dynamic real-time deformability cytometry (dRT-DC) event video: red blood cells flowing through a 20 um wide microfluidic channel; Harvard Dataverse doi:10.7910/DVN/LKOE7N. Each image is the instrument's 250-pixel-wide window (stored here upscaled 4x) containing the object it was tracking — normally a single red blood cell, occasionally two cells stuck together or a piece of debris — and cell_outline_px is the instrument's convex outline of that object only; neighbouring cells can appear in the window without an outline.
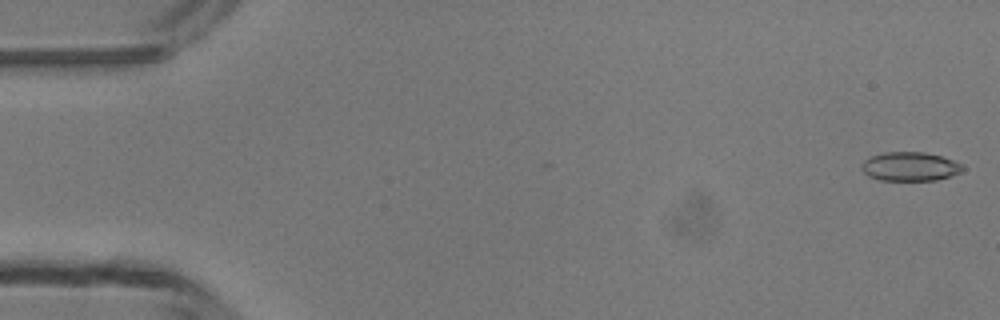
{"species": "common noctule bat (a hibernating species)", "species_latin": "Nyctalus noctula", "temperature_condition": "room temperature", "stored_images_in_passage": 9, "camera_frame_rate_fps": 3000, "um_per_image_px": 0.085, "animal": {"sex": "male", "body_mass_g": 13.3}, "frame": {"image": 1, "passage_image": 1, "time_ms": 0.0, "image_size_px": [1000, 320], "cell_outline_px": [[964, 168], [960, 172], [952, 176], [936, 180], [880, 180], [868, 176], [860, 168], [860, 164], [864, 160], [872, 156], [884, 152], [924, 152], [940, 156], [952, 160], [960, 164]], "centroid_in_image_um": [77.31, 14.16], "position_along_channel_um": 7.7, "area_um2": 16.99}}